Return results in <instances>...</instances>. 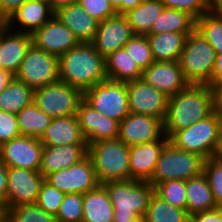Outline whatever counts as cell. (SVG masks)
I'll return each instance as SVG.
<instances>
[{
  "instance_id": "cell-44",
  "label": "cell",
  "mask_w": 222,
  "mask_h": 222,
  "mask_svg": "<svg viewBox=\"0 0 222 222\" xmlns=\"http://www.w3.org/2000/svg\"><path fill=\"white\" fill-rule=\"evenodd\" d=\"M20 135L17 116L0 110V146Z\"/></svg>"
},
{
  "instance_id": "cell-17",
  "label": "cell",
  "mask_w": 222,
  "mask_h": 222,
  "mask_svg": "<svg viewBox=\"0 0 222 222\" xmlns=\"http://www.w3.org/2000/svg\"><path fill=\"white\" fill-rule=\"evenodd\" d=\"M76 115L87 145L118 137L120 122L99 113L84 99L80 102Z\"/></svg>"
},
{
  "instance_id": "cell-51",
  "label": "cell",
  "mask_w": 222,
  "mask_h": 222,
  "mask_svg": "<svg viewBox=\"0 0 222 222\" xmlns=\"http://www.w3.org/2000/svg\"><path fill=\"white\" fill-rule=\"evenodd\" d=\"M78 0H49L51 9L55 12L59 8L76 3Z\"/></svg>"
},
{
  "instance_id": "cell-55",
  "label": "cell",
  "mask_w": 222,
  "mask_h": 222,
  "mask_svg": "<svg viewBox=\"0 0 222 222\" xmlns=\"http://www.w3.org/2000/svg\"><path fill=\"white\" fill-rule=\"evenodd\" d=\"M214 156L222 160V128L220 132L219 144H218V147Z\"/></svg>"
},
{
  "instance_id": "cell-46",
  "label": "cell",
  "mask_w": 222,
  "mask_h": 222,
  "mask_svg": "<svg viewBox=\"0 0 222 222\" xmlns=\"http://www.w3.org/2000/svg\"><path fill=\"white\" fill-rule=\"evenodd\" d=\"M28 0H0V22H4L16 9Z\"/></svg>"
},
{
  "instance_id": "cell-26",
  "label": "cell",
  "mask_w": 222,
  "mask_h": 222,
  "mask_svg": "<svg viewBox=\"0 0 222 222\" xmlns=\"http://www.w3.org/2000/svg\"><path fill=\"white\" fill-rule=\"evenodd\" d=\"M189 34L191 33L147 34L154 61H179Z\"/></svg>"
},
{
  "instance_id": "cell-14",
  "label": "cell",
  "mask_w": 222,
  "mask_h": 222,
  "mask_svg": "<svg viewBox=\"0 0 222 222\" xmlns=\"http://www.w3.org/2000/svg\"><path fill=\"white\" fill-rule=\"evenodd\" d=\"M129 112L155 116L164 122L169 98L142 79L126 82Z\"/></svg>"
},
{
  "instance_id": "cell-47",
  "label": "cell",
  "mask_w": 222,
  "mask_h": 222,
  "mask_svg": "<svg viewBox=\"0 0 222 222\" xmlns=\"http://www.w3.org/2000/svg\"><path fill=\"white\" fill-rule=\"evenodd\" d=\"M208 86H222V53L216 54L215 65Z\"/></svg>"
},
{
  "instance_id": "cell-43",
  "label": "cell",
  "mask_w": 222,
  "mask_h": 222,
  "mask_svg": "<svg viewBox=\"0 0 222 222\" xmlns=\"http://www.w3.org/2000/svg\"><path fill=\"white\" fill-rule=\"evenodd\" d=\"M77 2L98 22L118 14L109 0H78Z\"/></svg>"
},
{
  "instance_id": "cell-12",
  "label": "cell",
  "mask_w": 222,
  "mask_h": 222,
  "mask_svg": "<svg viewBox=\"0 0 222 222\" xmlns=\"http://www.w3.org/2000/svg\"><path fill=\"white\" fill-rule=\"evenodd\" d=\"M44 181L39 171L7 167L6 208L36 203Z\"/></svg>"
},
{
  "instance_id": "cell-9",
  "label": "cell",
  "mask_w": 222,
  "mask_h": 222,
  "mask_svg": "<svg viewBox=\"0 0 222 222\" xmlns=\"http://www.w3.org/2000/svg\"><path fill=\"white\" fill-rule=\"evenodd\" d=\"M83 99L99 113L121 122L129 112L126 83L105 79L84 92Z\"/></svg>"
},
{
  "instance_id": "cell-22",
  "label": "cell",
  "mask_w": 222,
  "mask_h": 222,
  "mask_svg": "<svg viewBox=\"0 0 222 222\" xmlns=\"http://www.w3.org/2000/svg\"><path fill=\"white\" fill-rule=\"evenodd\" d=\"M54 14L55 12L51 9L49 2L28 0L16 9L4 21V24L12 30H16L14 26L19 27V32L32 35L37 29L48 22Z\"/></svg>"
},
{
  "instance_id": "cell-4",
  "label": "cell",
  "mask_w": 222,
  "mask_h": 222,
  "mask_svg": "<svg viewBox=\"0 0 222 222\" xmlns=\"http://www.w3.org/2000/svg\"><path fill=\"white\" fill-rule=\"evenodd\" d=\"M88 156L100 184L130 180L129 146L118 138L89 144Z\"/></svg>"
},
{
  "instance_id": "cell-19",
  "label": "cell",
  "mask_w": 222,
  "mask_h": 222,
  "mask_svg": "<svg viewBox=\"0 0 222 222\" xmlns=\"http://www.w3.org/2000/svg\"><path fill=\"white\" fill-rule=\"evenodd\" d=\"M141 79L168 98L190 84L183 75L179 61H154L143 70Z\"/></svg>"
},
{
  "instance_id": "cell-23",
  "label": "cell",
  "mask_w": 222,
  "mask_h": 222,
  "mask_svg": "<svg viewBox=\"0 0 222 222\" xmlns=\"http://www.w3.org/2000/svg\"><path fill=\"white\" fill-rule=\"evenodd\" d=\"M88 155L87 144H69L55 147H43L39 172L46 177L48 174L69 168Z\"/></svg>"
},
{
  "instance_id": "cell-15",
  "label": "cell",
  "mask_w": 222,
  "mask_h": 222,
  "mask_svg": "<svg viewBox=\"0 0 222 222\" xmlns=\"http://www.w3.org/2000/svg\"><path fill=\"white\" fill-rule=\"evenodd\" d=\"M164 123L155 116L129 113L119 124L118 139L127 146L160 140Z\"/></svg>"
},
{
  "instance_id": "cell-13",
  "label": "cell",
  "mask_w": 222,
  "mask_h": 222,
  "mask_svg": "<svg viewBox=\"0 0 222 222\" xmlns=\"http://www.w3.org/2000/svg\"><path fill=\"white\" fill-rule=\"evenodd\" d=\"M43 147L38 138L20 135L0 146V161L7 167L39 171Z\"/></svg>"
},
{
  "instance_id": "cell-29",
  "label": "cell",
  "mask_w": 222,
  "mask_h": 222,
  "mask_svg": "<svg viewBox=\"0 0 222 222\" xmlns=\"http://www.w3.org/2000/svg\"><path fill=\"white\" fill-rule=\"evenodd\" d=\"M106 75L108 79L130 82L142 77V70L124 48L111 53L105 58Z\"/></svg>"
},
{
  "instance_id": "cell-49",
  "label": "cell",
  "mask_w": 222,
  "mask_h": 222,
  "mask_svg": "<svg viewBox=\"0 0 222 222\" xmlns=\"http://www.w3.org/2000/svg\"><path fill=\"white\" fill-rule=\"evenodd\" d=\"M213 96V112L222 119V86H208Z\"/></svg>"
},
{
  "instance_id": "cell-8",
  "label": "cell",
  "mask_w": 222,
  "mask_h": 222,
  "mask_svg": "<svg viewBox=\"0 0 222 222\" xmlns=\"http://www.w3.org/2000/svg\"><path fill=\"white\" fill-rule=\"evenodd\" d=\"M84 93L60 80L34 90L33 102L51 118L77 113Z\"/></svg>"
},
{
  "instance_id": "cell-56",
  "label": "cell",
  "mask_w": 222,
  "mask_h": 222,
  "mask_svg": "<svg viewBox=\"0 0 222 222\" xmlns=\"http://www.w3.org/2000/svg\"><path fill=\"white\" fill-rule=\"evenodd\" d=\"M6 211L3 207L0 206V222H5Z\"/></svg>"
},
{
  "instance_id": "cell-35",
  "label": "cell",
  "mask_w": 222,
  "mask_h": 222,
  "mask_svg": "<svg viewBox=\"0 0 222 222\" xmlns=\"http://www.w3.org/2000/svg\"><path fill=\"white\" fill-rule=\"evenodd\" d=\"M195 30L214 48L222 53V12H207L195 20Z\"/></svg>"
},
{
  "instance_id": "cell-40",
  "label": "cell",
  "mask_w": 222,
  "mask_h": 222,
  "mask_svg": "<svg viewBox=\"0 0 222 222\" xmlns=\"http://www.w3.org/2000/svg\"><path fill=\"white\" fill-rule=\"evenodd\" d=\"M57 222L83 221V194H66L56 215Z\"/></svg>"
},
{
  "instance_id": "cell-2",
  "label": "cell",
  "mask_w": 222,
  "mask_h": 222,
  "mask_svg": "<svg viewBox=\"0 0 222 222\" xmlns=\"http://www.w3.org/2000/svg\"><path fill=\"white\" fill-rule=\"evenodd\" d=\"M105 79V58L92 43H80L59 57V80L83 93Z\"/></svg>"
},
{
  "instance_id": "cell-16",
  "label": "cell",
  "mask_w": 222,
  "mask_h": 222,
  "mask_svg": "<svg viewBox=\"0 0 222 222\" xmlns=\"http://www.w3.org/2000/svg\"><path fill=\"white\" fill-rule=\"evenodd\" d=\"M31 36L35 47L57 57L80 44L75 34L55 14Z\"/></svg>"
},
{
  "instance_id": "cell-7",
  "label": "cell",
  "mask_w": 222,
  "mask_h": 222,
  "mask_svg": "<svg viewBox=\"0 0 222 222\" xmlns=\"http://www.w3.org/2000/svg\"><path fill=\"white\" fill-rule=\"evenodd\" d=\"M215 59L214 48L194 30L187 36L179 64L190 84L207 85L211 80Z\"/></svg>"
},
{
  "instance_id": "cell-36",
  "label": "cell",
  "mask_w": 222,
  "mask_h": 222,
  "mask_svg": "<svg viewBox=\"0 0 222 222\" xmlns=\"http://www.w3.org/2000/svg\"><path fill=\"white\" fill-rule=\"evenodd\" d=\"M6 222H57V218L36 203L6 208Z\"/></svg>"
},
{
  "instance_id": "cell-18",
  "label": "cell",
  "mask_w": 222,
  "mask_h": 222,
  "mask_svg": "<svg viewBox=\"0 0 222 222\" xmlns=\"http://www.w3.org/2000/svg\"><path fill=\"white\" fill-rule=\"evenodd\" d=\"M133 35L126 17L123 14H117L99 22L92 44L106 58L111 53L122 49Z\"/></svg>"
},
{
  "instance_id": "cell-48",
  "label": "cell",
  "mask_w": 222,
  "mask_h": 222,
  "mask_svg": "<svg viewBox=\"0 0 222 222\" xmlns=\"http://www.w3.org/2000/svg\"><path fill=\"white\" fill-rule=\"evenodd\" d=\"M7 166L0 161V206L6 209Z\"/></svg>"
},
{
  "instance_id": "cell-30",
  "label": "cell",
  "mask_w": 222,
  "mask_h": 222,
  "mask_svg": "<svg viewBox=\"0 0 222 222\" xmlns=\"http://www.w3.org/2000/svg\"><path fill=\"white\" fill-rule=\"evenodd\" d=\"M164 9L160 0H145L123 15L131 25L134 34L147 35L151 31L153 22Z\"/></svg>"
},
{
  "instance_id": "cell-24",
  "label": "cell",
  "mask_w": 222,
  "mask_h": 222,
  "mask_svg": "<svg viewBox=\"0 0 222 222\" xmlns=\"http://www.w3.org/2000/svg\"><path fill=\"white\" fill-rule=\"evenodd\" d=\"M38 139L46 147L87 144L82 135L76 114L67 117L52 118L50 125Z\"/></svg>"
},
{
  "instance_id": "cell-41",
  "label": "cell",
  "mask_w": 222,
  "mask_h": 222,
  "mask_svg": "<svg viewBox=\"0 0 222 222\" xmlns=\"http://www.w3.org/2000/svg\"><path fill=\"white\" fill-rule=\"evenodd\" d=\"M65 195L45 180L39 190L36 204L48 214L56 217Z\"/></svg>"
},
{
  "instance_id": "cell-3",
  "label": "cell",
  "mask_w": 222,
  "mask_h": 222,
  "mask_svg": "<svg viewBox=\"0 0 222 222\" xmlns=\"http://www.w3.org/2000/svg\"><path fill=\"white\" fill-rule=\"evenodd\" d=\"M114 207L113 222H140L155 188L147 181L127 180L102 183Z\"/></svg>"
},
{
  "instance_id": "cell-42",
  "label": "cell",
  "mask_w": 222,
  "mask_h": 222,
  "mask_svg": "<svg viewBox=\"0 0 222 222\" xmlns=\"http://www.w3.org/2000/svg\"><path fill=\"white\" fill-rule=\"evenodd\" d=\"M165 8L187 12L195 20L208 12L206 0H160Z\"/></svg>"
},
{
  "instance_id": "cell-28",
  "label": "cell",
  "mask_w": 222,
  "mask_h": 222,
  "mask_svg": "<svg viewBox=\"0 0 222 222\" xmlns=\"http://www.w3.org/2000/svg\"><path fill=\"white\" fill-rule=\"evenodd\" d=\"M186 211L191 217L194 214L218 208L210 185L203 172L186 180Z\"/></svg>"
},
{
  "instance_id": "cell-33",
  "label": "cell",
  "mask_w": 222,
  "mask_h": 222,
  "mask_svg": "<svg viewBox=\"0 0 222 222\" xmlns=\"http://www.w3.org/2000/svg\"><path fill=\"white\" fill-rule=\"evenodd\" d=\"M190 216L186 209L173 206L164 201L155 192L152 195L149 206L142 218L143 222H189Z\"/></svg>"
},
{
  "instance_id": "cell-37",
  "label": "cell",
  "mask_w": 222,
  "mask_h": 222,
  "mask_svg": "<svg viewBox=\"0 0 222 222\" xmlns=\"http://www.w3.org/2000/svg\"><path fill=\"white\" fill-rule=\"evenodd\" d=\"M155 193L164 201L181 209L187 207L186 180H167L155 187Z\"/></svg>"
},
{
  "instance_id": "cell-53",
  "label": "cell",
  "mask_w": 222,
  "mask_h": 222,
  "mask_svg": "<svg viewBox=\"0 0 222 222\" xmlns=\"http://www.w3.org/2000/svg\"><path fill=\"white\" fill-rule=\"evenodd\" d=\"M208 12H222V0H206Z\"/></svg>"
},
{
  "instance_id": "cell-45",
  "label": "cell",
  "mask_w": 222,
  "mask_h": 222,
  "mask_svg": "<svg viewBox=\"0 0 222 222\" xmlns=\"http://www.w3.org/2000/svg\"><path fill=\"white\" fill-rule=\"evenodd\" d=\"M189 222H222V208L194 214L189 218Z\"/></svg>"
},
{
  "instance_id": "cell-34",
  "label": "cell",
  "mask_w": 222,
  "mask_h": 222,
  "mask_svg": "<svg viewBox=\"0 0 222 222\" xmlns=\"http://www.w3.org/2000/svg\"><path fill=\"white\" fill-rule=\"evenodd\" d=\"M19 132L23 136L39 138L50 125L52 118L32 102L16 114Z\"/></svg>"
},
{
  "instance_id": "cell-54",
  "label": "cell",
  "mask_w": 222,
  "mask_h": 222,
  "mask_svg": "<svg viewBox=\"0 0 222 222\" xmlns=\"http://www.w3.org/2000/svg\"><path fill=\"white\" fill-rule=\"evenodd\" d=\"M118 14H122V0H109Z\"/></svg>"
},
{
  "instance_id": "cell-10",
  "label": "cell",
  "mask_w": 222,
  "mask_h": 222,
  "mask_svg": "<svg viewBox=\"0 0 222 222\" xmlns=\"http://www.w3.org/2000/svg\"><path fill=\"white\" fill-rule=\"evenodd\" d=\"M15 78L33 90L54 83L59 80V57L32 44Z\"/></svg>"
},
{
  "instance_id": "cell-5",
  "label": "cell",
  "mask_w": 222,
  "mask_h": 222,
  "mask_svg": "<svg viewBox=\"0 0 222 222\" xmlns=\"http://www.w3.org/2000/svg\"><path fill=\"white\" fill-rule=\"evenodd\" d=\"M221 128L222 119L213 112L188 128L175 132L169 142L178 149L193 152L206 160L216 153Z\"/></svg>"
},
{
  "instance_id": "cell-1",
  "label": "cell",
  "mask_w": 222,
  "mask_h": 222,
  "mask_svg": "<svg viewBox=\"0 0 222 222\" xmlns=\"http://www.w3.org/2000/svg\"><path fill=\"white\" fill-rule=\"evenodd\" d=\"M213 113V96L205 84H189L185 89L169 97L164 120L165 135L170 138L175 132Z\"/></svg>"
},
{
  "instance_id": "cell-50",
  "label": "cell",
  "mask_w": 222,
  "mask_h": 222,
  "mask_svg": "<svg viewBox=\"0 0 222 222\" xmlns=\"http://www.w3.org/2000/svg\"><path fill=\"white\" fill-rule=\"evenodd\" d=\"M15 78L11 72L0 68V93L9 85Z\"/></svg>"
},
{
  "instance_id": "cell-27",
  "label": "cell",
  "mask_w": 222,
  "mask_h": 222,
  "mask_svg": "<svg viewBox=\"0 0 222 222\" xmlns=\"http://www.w3.org/2000/svg\"><path fill=\"white\" fill-rule=\"evenodd\" d=\"M114 207L102 184L83 194L82 222H113Z\"/></svg>"
},
{
  "instance_id": "cell-52",
  "label": "cell",
  "mask_w": 222,
  "mask_h": 222,
  "mask_svg": "<svg viewBox=\"0 0 222 222\" xmlns=\"http://www.w3.org/2000/svg\"><path fill=\"white\" fill-rule=\"evenodd\" d=\"M145 0H122V14L134 9Z\"/></svg>"
},
{
  "instance_id": "cell-32",
  "label": "cell",
  "mask_w": 222,
  "mask_h": 222,
  "mask_svg": "<svg viewBox=\"0 0 222 222\" xmlns=\"http://www.w3.org/2000/svg\"><path fill=\"white\" fill-rule=\"evenodd\" d=\"M195 30V19L187 12L165 8L153 22L148 34L163 32L192 33Z\"/></svg>"
},
{
  "instance_id": "cell-6",
  "label": "cell",
  "mask_w": 222,
  "mask_h": 222,
  "mask_svg": "<svg viewBox=\"0 0 222 222\" xmlns=\"http://www.w3.org/2000/svg\"><path fill=\"white\" fill-rule=\"evenodd\" d=\"M204 161L205 159L200 155L178 149L168 142L148 182L155 188L159 183L167 180H188L203 172Z\"/></svg>"
},
{
  "instance_id": "cell-38",
  "label": "cell",
  "mask_w": 222,
  "mask_h": 222,
  "mask_svg": "<svg viewBox=\"0 0 222 222\" xmlns=\"http://www.w3.org/2000/svg\"><path fill=\"white\" fill-rule=\"evenodd\" d=\"M135 63L143 71L148 68L154 58L146 35L134 34L123 47Z\"/></svg>"
},
{
  "instance_id": "cell-20",
  "label": "cell",
  "mask_w": 222,
  "mask_h": 222,
  "mask_svg": "<svg viewBox=\"0 0 222 222\" xmlns=\"http://www.w3.org/2000/svg\"><path fill=\"white\" fill-rule=\"evenodd\" d=\"M31 45V34L12 31L3 23L0 26V68L16 75Z\"/></svg>"
},
{
  "instance_id": "cell-21",
  "label": "cell",
  "mask_w": 222,
  "mask_h": 222,
  "mask_svg": "<svg viewBox=\"0 0 222 222\" xmlns=\"http://www.w3.org/2000/svg\"><path fill=\"white\" fill-rule=\"evenodd\" d=\"M168 142L169 138L165 135L160 140L129 146L130 180L148 182Z\"/></svg>"
},
{
  "instance_id": "cell-31",
  "label": "cell",
  "mask_w": 222,
  "mask_h": 222,
  "mask_svg": "<svg viewBox=\"0 0 222 222\" xmlns=\"http://www.w3.org/2000/svg\"><path fill=\"white\" fill-rule=\"evenodd\" d=\"M34 90L26 83L14 78L0 93V110L17 114L33 102Z\"/></svg>"
},
{
  "instance_id": "cell-39",
  "label": "cell",
  "mask_w": 222,
  "mask_h": 222,
  "mask_svg": "<svg viewBox=\"0 0 222 222\" xmlns=\"http://www.w3.org/2000/svg\"><path fill=\"white\" fill-rule=\"evenodd\" d=\"M203 174L210 185L217 207L222 208V160L215 156L206 159Z\"/></svg>"
},
{
  "instance_id": "cell-25",
  "label": "cell",
  "mask_w": 222,
  "mask_h": 222,
  "mask_svg": "<svg viewBox=\"0 0 222 222\" xmlns=\"http://www.w3.org/2000/svg\"><path fill=\"white\" fill-rule=\"evenodd\" d=\"M55 15L75 34L80 43H92L99 22L91 17L78 2L59 8L55 11Z\"/></svg>"
},
{
  "instance_id": "cell-11",
  "label": "cell",
  "mask_w": 222,
  "mask_h": 222,
  "mask_svg": "<svg viewBox=\"0 0 222 222\" xmlns=\"http://www.w3.org/2000/svg\"><path fill=\"white\" fill-rule=\"evenodd\" d=\"M45 180L65 194H85L100 184L88 155L69 168L48 174Z\"/></svg>"
}]
</instances>
